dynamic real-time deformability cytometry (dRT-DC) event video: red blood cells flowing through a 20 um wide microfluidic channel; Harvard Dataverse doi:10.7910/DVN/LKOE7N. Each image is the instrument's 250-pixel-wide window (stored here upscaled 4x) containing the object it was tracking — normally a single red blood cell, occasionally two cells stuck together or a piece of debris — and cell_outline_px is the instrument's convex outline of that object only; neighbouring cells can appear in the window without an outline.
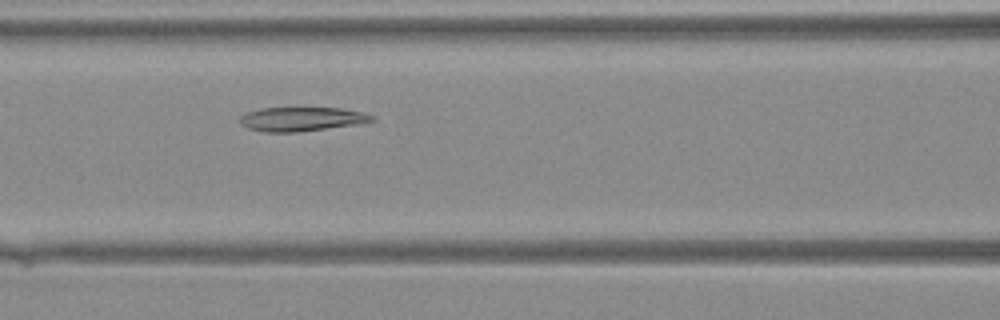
{"species": "Egyptian fruit bat (a non-hibernating species)", "species_latin": "Rousettus aegyptiacus", "temperature_condition": "warm", "stored_images_in_passage": 35, "camera_frame_rate_fps": 3000, "um_per_image_px": 0.085, "animal": {"sex": "female"}, "frame": {"image": 1, "passage_image": 12, "time_ms": 3.667, "image_size_px": [1000, 320], "cell_outline_px": [[376, 120], [364, 124], [296, 132], [264, 132], [248, 128], [240, 124], [240, 116], [244, 112], [260, 108], [340, 108], [364, 112], [376, 116]], "centroid_in_image_um": [25.69, 10.12], "position_along_channel_um": 140.9, "area_um2": 18.9}}
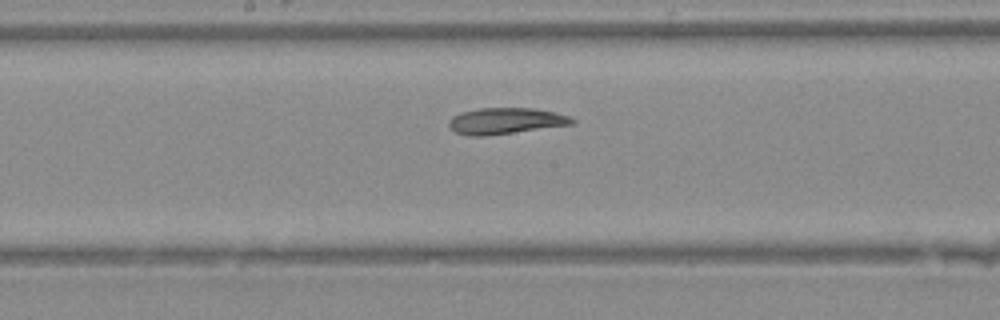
{"frame": {"image": 2, "passage_image": 16, "time_ms": 5.0, "image_size_px": [1000, 320], "cell_outline_px": [[576, 120], [572, 124], [484, 136], [468, 136], [456, 132], [448, 124], [448, 120], [452, 116], [464, 112], [480, 108], [532, 108], [552, 112], [568, 116]], "centroid_in_image_um": [42.93, 10.28], "position_along_channel_um": 205.3, "area_um2": 18.44}}
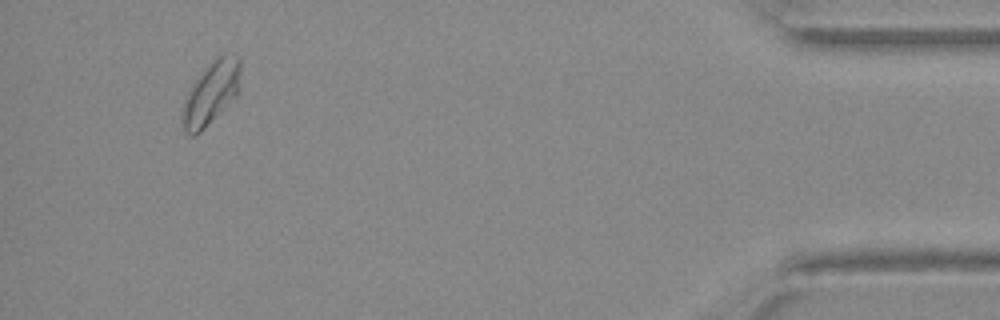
{"frame": {"image": 3, "passage_image": 33, "time_ms": 10.667, "image_size_px": [1000, 320], "cell_outline_px": [[240, 88], [236, 96], [200, 132], [192, 136], [184, 132], [180, 112], [180, 108], [188, 92], [204, 68], [208, 64], [224, 52], [232, 52], [240, 56]], "centroid_in_image_um": [17.94, 7.87], "position_along_channel_um": 417.3, "area_um2": 21.56}}